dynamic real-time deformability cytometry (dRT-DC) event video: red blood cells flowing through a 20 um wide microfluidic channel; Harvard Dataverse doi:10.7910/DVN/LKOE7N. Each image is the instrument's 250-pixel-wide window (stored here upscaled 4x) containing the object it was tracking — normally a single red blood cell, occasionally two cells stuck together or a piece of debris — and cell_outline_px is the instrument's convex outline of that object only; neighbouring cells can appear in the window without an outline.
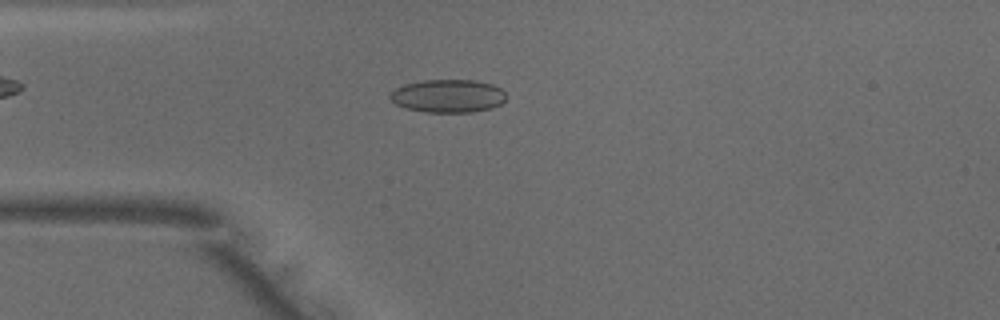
{"species": "common noctule bat (a hibernating species)", "species_latin": "Nyctalus noctula", "temperature_condition": "warm", "stored_images_in_passage": 48, "camera_frame_rate_fps": 3000, "um_per_image_px": 0.085, "animal": {"sex": "male", "body_mass_g": 18.8}, "frame": {"image": 1, "passage_image": 12, "time_ms": 3.667, "image_size_px": [1000, 320], "cell_outline_px": [[508, 96], [500, 104], [492, 108], [472, 112], [424, 112], [408, 108], [396, 104], [388, 96], [388, 92], [404, 84], [424, 80], [476, 80], [492, 84], [500, 88]], "centroid_in_image_um": [38.08, 8.15], "position_along_channel_um": 46.9, "area_um2": 22.48}}
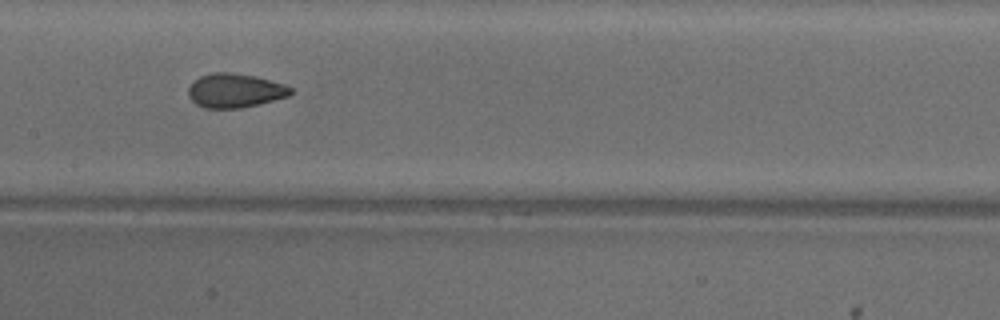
{"frame": {"image": 2, "passage_image": 23, "time_ms": 7.333, "image_size_px": [1000, 320], "cell_outline_px": [[292, 92], [288, 96], [260, 104], [240, 108], [204, 108], [196, 104], [188, 96], [188, 88], [200, 76], [212, 72], [232, 72], [256, 76], [284, 84], [292, 88]], "centroid_in_image_um": [19.97, 7.7], "position_along_channel_um": 187.4, "area_um2": 20.35}}
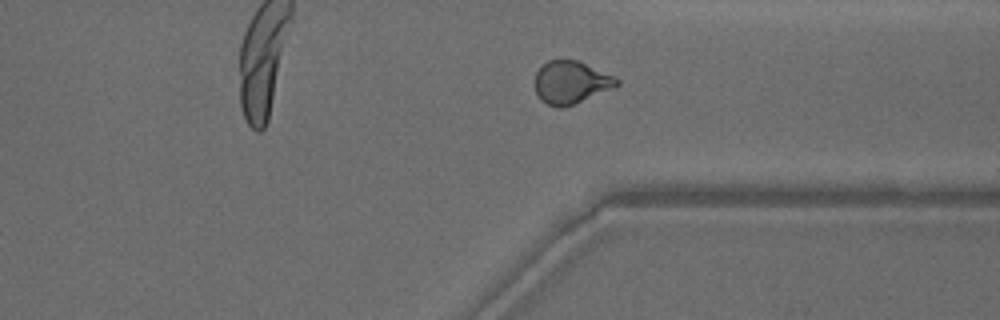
{"frame": {"image": 3, "passage_image": 36, "time_ms": 11.667, "image_size_px": [1000, 320], "cell_outline_px": [[620, 84], [564, 108], [560, 108], [548, 104], [540, 100], [536, 92], [536, 72], [540, 64], [548, 60], [576, 60], [616, 76], [620, 80]], "centroid_in_image_um": [48.51, 6.98], "position_along_channel_um": 362.9, "area_um2": 20.23}, "authors_computed_cell_mechanics": {"area_um2": 20.5479, "velocity_mm_per_s": 4.0674, "shape_relaxation_time_tau1_ms": 7.11, "shape_relaxation_time_tau2_ms": 0.8251, "deformation_change_tau1": 0.1668, "deformation_change_tau2": 0.055}}